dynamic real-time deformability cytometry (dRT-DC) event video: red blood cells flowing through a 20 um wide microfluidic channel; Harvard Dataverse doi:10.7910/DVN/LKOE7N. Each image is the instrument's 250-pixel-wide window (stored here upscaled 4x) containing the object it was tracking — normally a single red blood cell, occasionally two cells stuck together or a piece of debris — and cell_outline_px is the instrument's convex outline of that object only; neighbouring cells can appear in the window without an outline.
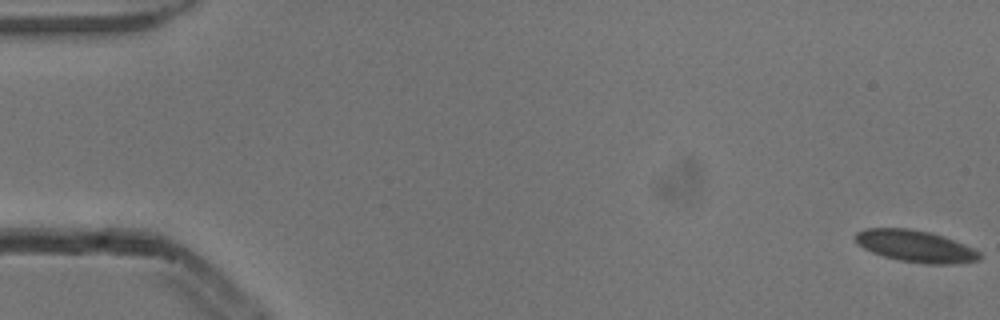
{"species": "common noctule bat (a hibernating species)", "species_latin": "Nyctalus noctula", "temperature_condition": "cold", "stored_images_in_passage": 5, "camera_frame_rate_fps": 3000, "um_per_image_px": 0.085, "animal": {"sex": "male", "body_mass_g": 13.3}, "frame": {"image": 1, "passage_image": 1, "time_ms": 0.0, "image_size_px": [1000, 320], "cell_outline_px": [[984, 256], [980, 260], [948, 264], [924, 264], [900, 260], [884, 256], [872, 252], [856, 244], [856, 232], [864, 228], [908, 228], [932, 232], [944, 236], [976, 248]], "centroid_in_image_um": [77.86, 20.92], "position_along_channel_um": 7.1, "area_um2": 23.29}}
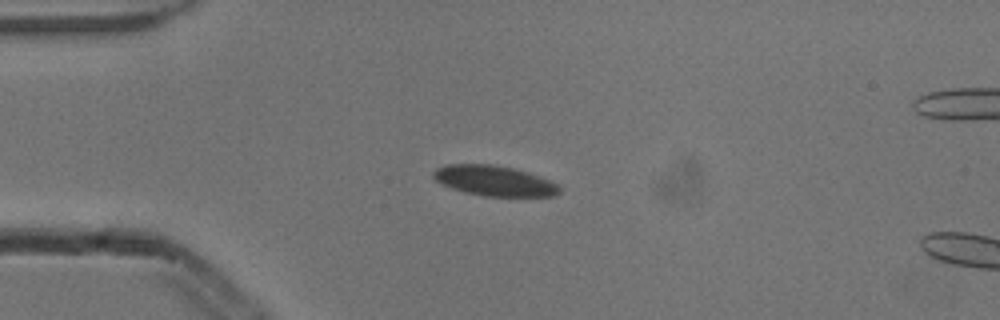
{"frame": {"image": 2, "passage_image": 4, "time_ms": 1.0, "image_size_px": [1000, 320], "cell_outline_px": [[560, 192], [556, 196], [484, 196], [464, 192], [452, 188], [436, 180], [432, 176], [432, 172], [436, 168], [448, 164], [492, 164], [512, 168], [528, 172], [560, 184]], "centroid_in_image_um": [42.03, 15.36], "position_along_channel_um": 43.0, "area_um2": 22.25}}